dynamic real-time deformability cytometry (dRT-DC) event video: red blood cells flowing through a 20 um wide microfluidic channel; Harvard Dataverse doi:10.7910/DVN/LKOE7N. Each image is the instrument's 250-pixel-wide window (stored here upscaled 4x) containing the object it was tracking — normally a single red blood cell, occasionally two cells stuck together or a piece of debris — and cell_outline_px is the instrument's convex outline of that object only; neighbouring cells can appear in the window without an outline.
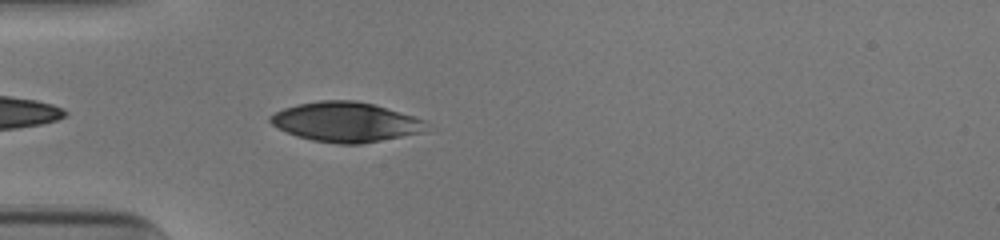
{"species": "human", "species_latin": "Homo sapiens", "temperature_condition": "cold", "stored_images_in_passage": 39, "camera_frame_rate_fps": 3000, "um_per_image_px": 0.085, "donor": {"sex": "male"}, "frame": {"image": 1, "passage_image": 3, "time_ms": 0.667, "image_size_px": [1000, 240], "cell_outline_px": [[424, 132], [360, 144], [336, 144], [312, 140], [296, 136], [272, 124], [268, 120], [268, 116], [284, 108], [296, 104], [320, 100], [352, 100], [372, 104], [412, 116], [424, 120]], "centroid_in_image_um": [29.32, 10.37], "position_along_channel_um": 55.7, "area_um2": 35.72}}
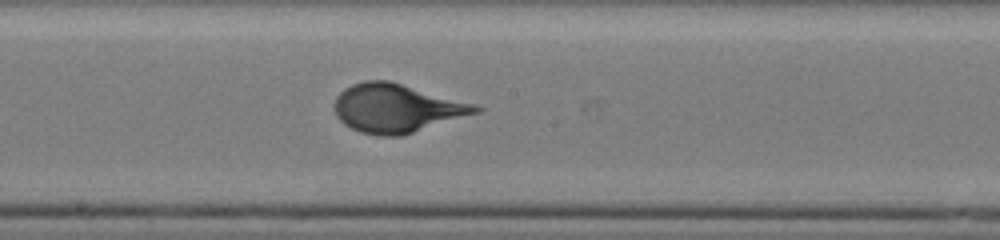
{"frame": {"image": 2, "passage_image": 16, "time_ms": 5.0, "image_size_px": [1000, 240], "cell_outline_px": [[484, 108], [480, 112], [400, 136], [380, 136], [360, 132], [344, 124], [336, 116], [336, 96], [344, 88], [352, 84], [364, 80], [388, 80], [476, 104]], "centroid_in_image_um": [33.72, 9.19], "position_along_channel_um": 214.5, "area_um2": 39.71}}
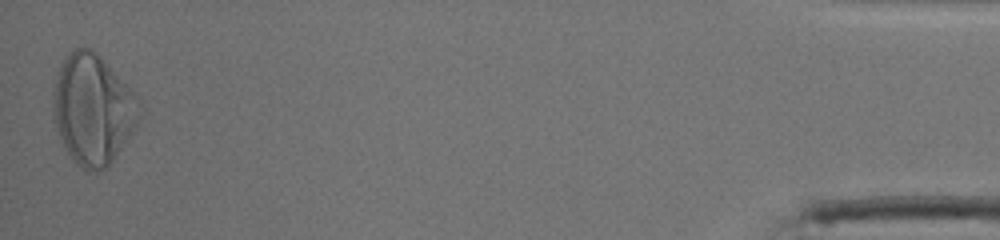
{"frame": {"image": 3, "passage_image": 39, "time_ms": 12.667, "image_size_px": [1000, 240], "cell_outline_px": [[140, 116], [132, 132], [112, 160], [100, 172], [88, 172], [76, 164], [72, 160], [60, 136], [56, 124], [52, 100], [52, 96], [60, 64], [76, 48], [92, 48], [136, 92]], "centroid_in_image_um": [7.9, 9.29], "position_along_channel_um": 427.3, "area_um2": 54.74}}